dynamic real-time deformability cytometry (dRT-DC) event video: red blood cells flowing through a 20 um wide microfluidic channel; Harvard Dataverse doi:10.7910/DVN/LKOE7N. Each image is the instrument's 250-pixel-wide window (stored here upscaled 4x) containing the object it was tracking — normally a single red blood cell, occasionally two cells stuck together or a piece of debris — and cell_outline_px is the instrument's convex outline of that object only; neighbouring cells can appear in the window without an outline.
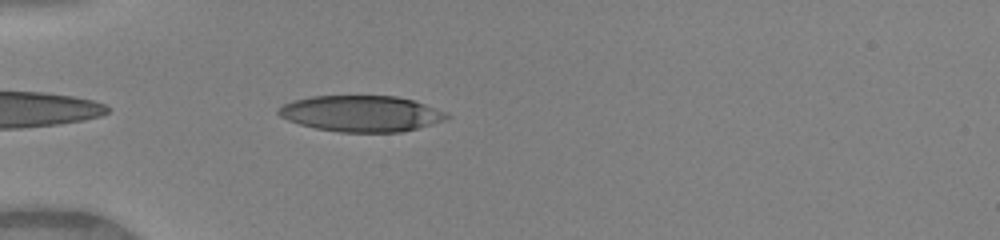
{"species": "human", "species_latin": "Homo sapiens", "temperature_condition": "warm", "stored_images_in_passage": 6, "camera_frame_rate_fps": 3000, "um_per_image_px": 0.085, "donor": {"sex": "female"}, "frame": {"image": 1, "passage_image": 4, "time_ms": 1.0, "image_size_px": [1000, 240], "cell_outline_px": [[452, 116], [444, 120], [416, 128], [400, 132], [340, 132], [316, 128], [300, 124], [288, 120], [280, 116], [276, 112], [276, 108], [292, 100], [312, 96], [396, 96], [412, 100], [448, 112]], "centroid_in_image_um": [30.68, 9.65], "position_along_channel_um": 54.3, "area_um2": 35.32}}